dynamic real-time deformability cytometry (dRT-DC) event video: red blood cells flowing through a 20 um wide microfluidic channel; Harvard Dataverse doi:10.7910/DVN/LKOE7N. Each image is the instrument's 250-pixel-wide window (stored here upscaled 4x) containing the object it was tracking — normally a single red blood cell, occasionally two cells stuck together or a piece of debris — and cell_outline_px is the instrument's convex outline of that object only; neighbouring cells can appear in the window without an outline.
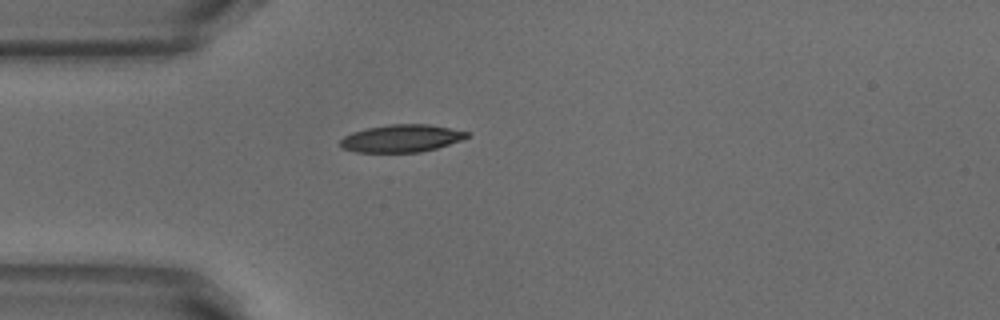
{"species": "common noctule bat (a hibernating species)", "species_latin": "Nyctalus noctula", "temperature_condition": "warm", "stored_images_in_passage": 39, "camera_frame_rate_fps": 3000, "um_per_image_px": 0.085, "animal": {"sex": "male", "body_mass_g": 18.8}, "frame": {"image": 1, "passage_image": 1, "time_ms": 0.0, "image_size_px": [1000, 320], "cell_outline_px": [[472, 132], [468, 136], [460, 140], [436, 148], [420, 152], [356, 152], [340, 148], [340, 140], [344, 136], [352, 132], [368, 128], [388, 124], [428, 124]], "centroid_in_image_um": [34.1, 11.76], "position_along_channel_um": 50.9, "area_um2": 20.29}}
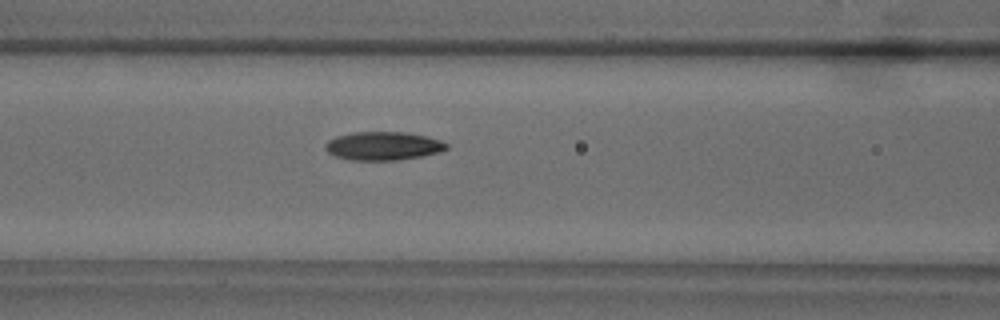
{"frame": {"image": 2, "passage_image": 8, "time_ms": 2.333, "image_size_px": [1000, 320], "cell_outline_px": [[448, 148], [440, 152], [420, 156], [396, 160], [348, 160], [336, 156], [328, 152], [324, 148], [324, 144], [328, 140], [336, 136], [352, 132], [404, 132], [428, 136], [440, 140], [448, 144]], "centroid_in_image_um": [32.55, 12.4], "position_along_channel_um": 134.1, "area_um2": 20.17}}
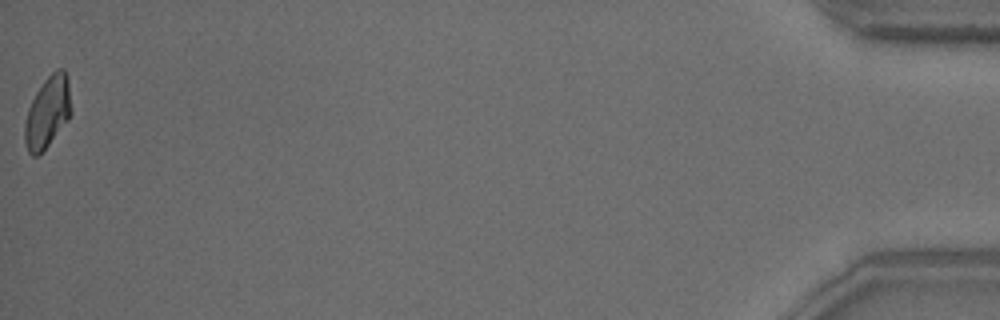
{"frame": {"image": 3, "passage_image": 39, "time_ms": 12.667, "image_size_px": [1000, 320], "cell_outline_px": [[72, 112], [68, 120], [48, 144], [36, 156], [32, 156], [28, 152], [24, 140], [24, 124], [28, 108], [36, 92], [44, 80], [56, 68], [64, 68], [68, 80]], "centroid_in_image_um": [4.04, 9.5], "position_along_channel_um": 431.2, "area_um2": 19.25}, "authors_computed_cell_mechanics": {"area_um2": 19.941, "velocity_mm_per_s": 3.8496, "shape_relaxation_time_tau1_ms": 3.0062, "shape_relaxation_time_tau2_ms": 3.4353, "deformation_change_tau1": 0.1095, "deformation_change_tau2": 0.0882}}